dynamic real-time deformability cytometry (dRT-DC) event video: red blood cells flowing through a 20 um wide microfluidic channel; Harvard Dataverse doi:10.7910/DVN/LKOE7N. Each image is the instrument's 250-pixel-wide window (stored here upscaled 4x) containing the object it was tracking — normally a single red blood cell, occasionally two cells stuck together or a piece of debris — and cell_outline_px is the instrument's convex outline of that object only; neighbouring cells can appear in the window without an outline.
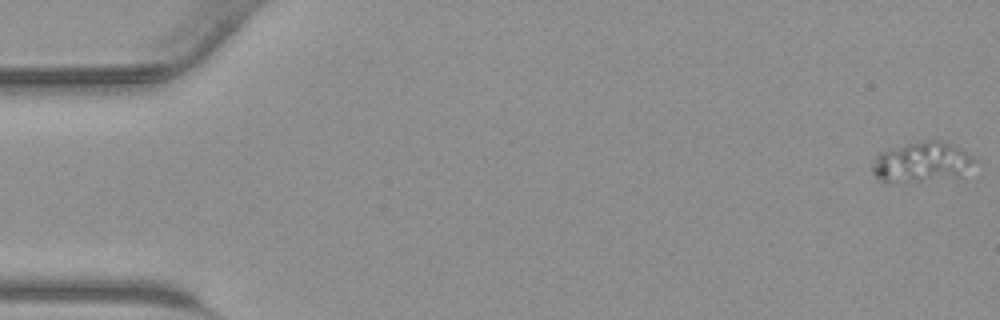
{"species": "common noctule bat (a hibernating species)", "species_latin": "Nyctalus noctula", "temperature_condition": "warm", "stored_images_in_passage": 43, "camera_frame_rate_fps": 3000, "um_per_image_px": 0.085, "animal": {"sex": "male", "body_mass_g": 23.1, "forearm_length_mm": 52.7}, "frame": {"image": 1, "passage_image": 1, "time_ms": 0.0, "image_size_px": [1000, 320], "cell_outline_px": [[976, 160], [960, 176], [920, 180], [880, 180], [872, 172], [872, 160], [880, 152], [908, 144], [924, 140], [940, 140], [960, 148]], "centroid_in_image_um": [78.33, 13.74], "position_along_channel_um": 6.7, "area_um2": 22.89}}
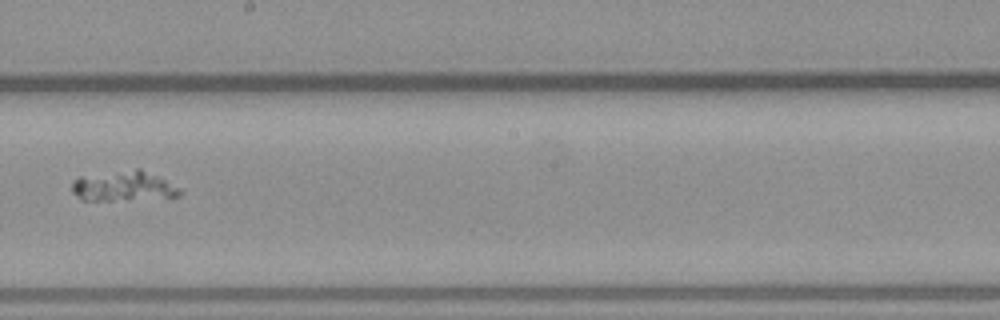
{"frame": {"image": 2, "passage_image": 25, "time_ms": 8.0, "image_size_px": [1000, 320], "cell_outline_px": [[184, 192], [180, 196], [112, 200], [80, 200], [72, 192], [72, 184], [80, 176], [136, 168], [140, 168], [180, 188]], "centroid_in_image_um": [10.48, 15.82], "position_along_channel_um": 237.7, "area_um2": 18.67}}
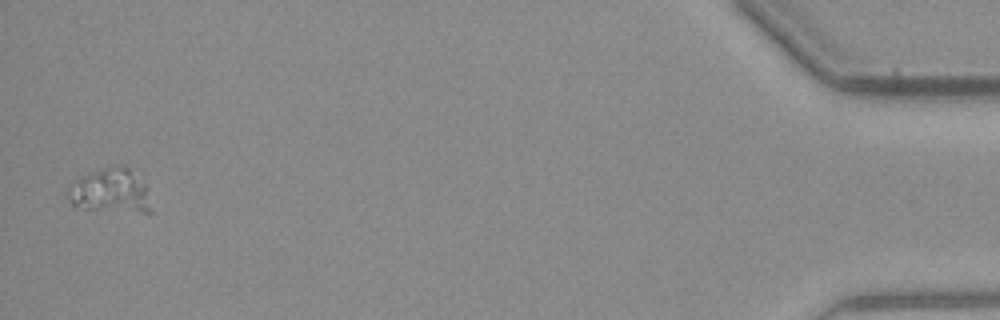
{"frame": {"image": 3, "passage_image": 43, "time_ms": 14.0, "image_size_px": [1000, 320], "cell_outline_px": [[152, 212], [140, 212], [88, 208], [72, 204], [68, 200], [64, 192], [68, 184], [92, 172], [116, 164], [124, 164], [144, 184]], "centroid_in_image_um": [9.33, 16.21], "position_along_channel_um": 425.9, "area_um2": 21.1}}